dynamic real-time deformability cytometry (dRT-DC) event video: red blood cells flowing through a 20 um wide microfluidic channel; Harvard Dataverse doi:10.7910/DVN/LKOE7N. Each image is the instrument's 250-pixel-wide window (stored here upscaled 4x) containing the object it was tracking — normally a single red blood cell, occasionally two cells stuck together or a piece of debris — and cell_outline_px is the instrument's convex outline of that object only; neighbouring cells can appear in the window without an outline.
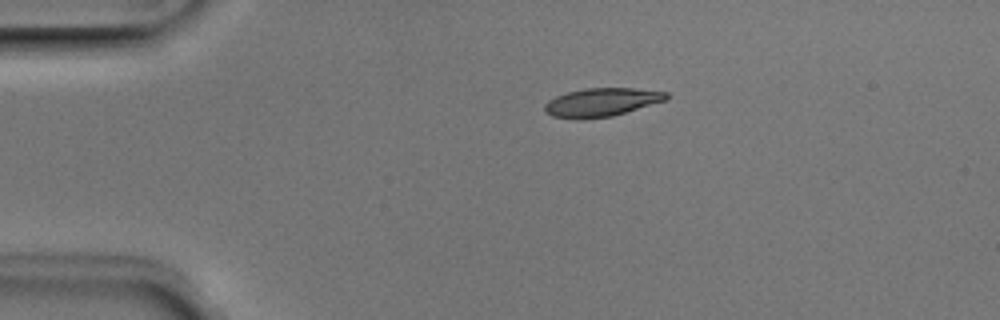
{"species": "Egyptian fruit bat (a non-hibernating species)", "species_latin": "Rousettus aegyptiacus", "temperature_condition": "room temperature", "stored_images_in_passage": 41, "camera_frame_rate_fps": 3000, "um_per_image_px": 0.085, "animal": {"sex": "male"}, "frame": {"image": 1, "passage_image": 1, "time_ms": 0.0, "image_size_px": [1000, 320], "cell_outline_px": [[668, 100], [612, 116], [580, 120], [576, 120], [552, 116], [544, 112], [544, 104], [548, 100], [556, 96], [568, 92], [584, 88], [632, 88], [668, 92]], "centroid_in_image_um": [51.11, 8.7], "position_along_channel_um": 33.9, "area_um2": 20.4}}
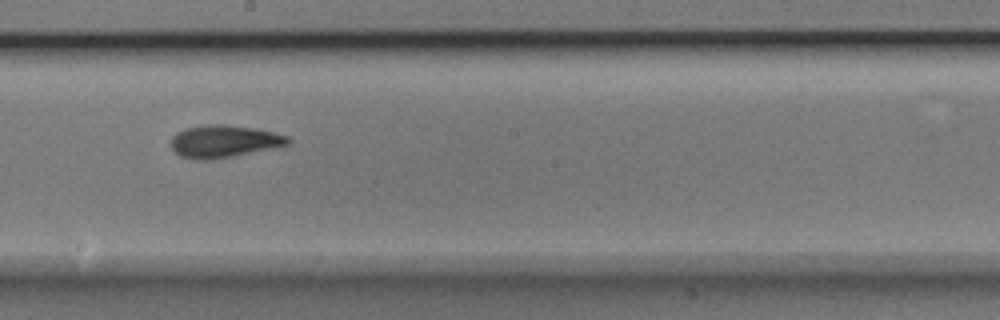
{"frame": {"image": 2, "passage_image": 19, "time_ms": 6.0, "image_size_px": [1000, 320], "cell_outline_px": [[292, 140], [288, 144], [232, 156], [212, 160], [196, 160], [180, 156], [172, 148], [172, 136], [176, 132], [188, 128], [208, 124], [224, 124], [256, 128], [288, 136]], "centroid_in_image_um": [19.01, 12.01], "position_along_channel_um": 229.2, "area_um2": 21.85}}
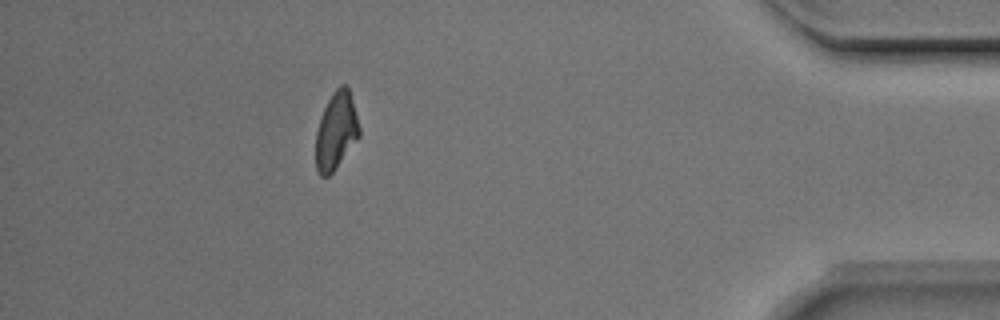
{"frame": {"image": 3, "passage_image": 36, "time_ms": 11.667, "image_size_px": [1000, 320], "cell_outline_px": [[360, 136], [332, 172], [328, 176], [320, 176], [316, 168], [316, 132], [324, 108], [332, 92], [340, 84], [344, 84], [348, 88], [352, 100], [360, 128]], "centroid_in_image_um": [28.57, 11.12], "position_along_channel_um": 406.6, "area_um2": 19.31}, "authors_computed_cell_mechanics": {"area_um2": 20.808, "velocity_mm_per_s": 4.0001, "shape_relaxation_time_tau1_ms": 3.1255, "shape_relaxation_time_tau2_ms": 3.0593, "deformation_change_tau1": 0.1167, "deformation_change_tau2": 0.0858}}